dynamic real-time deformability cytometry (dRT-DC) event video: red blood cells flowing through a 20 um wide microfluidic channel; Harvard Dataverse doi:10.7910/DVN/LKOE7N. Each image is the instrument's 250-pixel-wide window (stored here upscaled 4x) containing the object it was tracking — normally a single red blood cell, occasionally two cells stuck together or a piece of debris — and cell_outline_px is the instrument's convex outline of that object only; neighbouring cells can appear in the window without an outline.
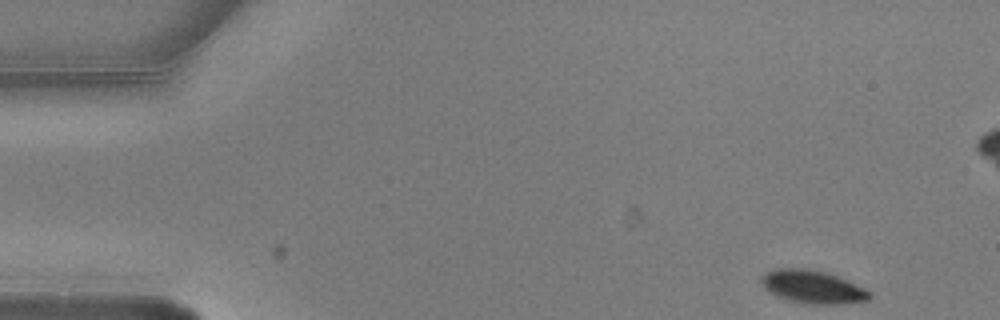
{"species": "common noctule bat (a hibernating species)", "species_latin": "Nyctalus noctula", "temperature_condition": "warm", "stored_images_in_passage": 6, "camera_frame_rate_fps": 3000, "um_per_image_px": 0.085, "animal": {"sex": "male", "body_mass_g": 20.5, "forearm_length_mm": 52.5}, "frame": {"image": 1, "passage_image": 1, "time_ms": 0.0, "image_size_px": [1000, 320], "cell_outline_px": [[872, 296], [868, 300], [844, 304], [800, 304], [776, 296], [764, 288], [760, 280], [764, 272], [772, 268], [808, 268], [824, 272], [836, 276], [864, 288], [872, 292]], "centroid_in_image_um": [69.03, 24.39], "position_along_channel_um": 16.0, "area_um2": 21.1}}